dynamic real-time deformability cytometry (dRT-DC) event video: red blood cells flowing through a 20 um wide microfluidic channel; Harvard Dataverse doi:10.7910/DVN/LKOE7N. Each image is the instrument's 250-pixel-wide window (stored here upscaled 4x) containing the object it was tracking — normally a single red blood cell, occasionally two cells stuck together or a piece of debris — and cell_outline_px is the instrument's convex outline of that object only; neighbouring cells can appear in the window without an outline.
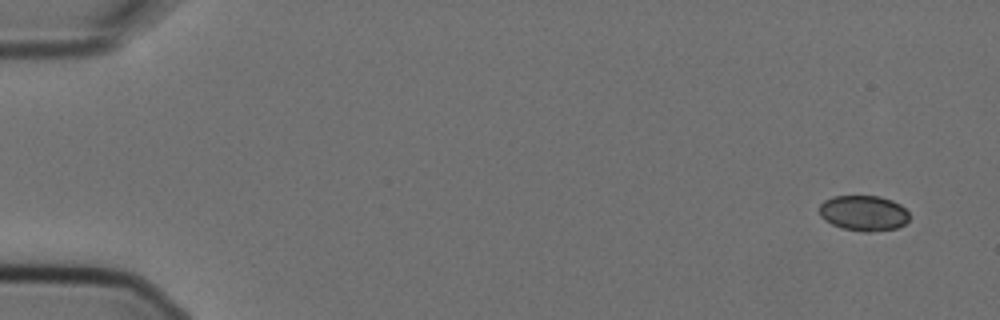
{"species": "Egyptian fruit bat (a non-hibernating species)", "species_latin": "Rousettus aegyptiacus", "temperature_condition": "cold", "stored_images_in_passage": 4, "camera_frame_rate_fps": 3000, "um_per_image_px": 0.085, "animal": {"sex": "female"}, "frame": {"image": 1, "passage_image": 1, "time_ms": 0.0, "image_size_px": [1000, 320], "cell_outline_px": [[908, 220], [904, 224], [896, 228], [868, 232], [864, 232], [844, 228], [832, 224], [824, 220], [820, 216], [820, 204], [824, 200], [832, 196], [880, 196], [892, 200], [900, 204], [908, 212]], "centroid_in_image_um": [73.39, 18.1], "position_along_channel_um": 11.6, "area_um2": 18.55}}